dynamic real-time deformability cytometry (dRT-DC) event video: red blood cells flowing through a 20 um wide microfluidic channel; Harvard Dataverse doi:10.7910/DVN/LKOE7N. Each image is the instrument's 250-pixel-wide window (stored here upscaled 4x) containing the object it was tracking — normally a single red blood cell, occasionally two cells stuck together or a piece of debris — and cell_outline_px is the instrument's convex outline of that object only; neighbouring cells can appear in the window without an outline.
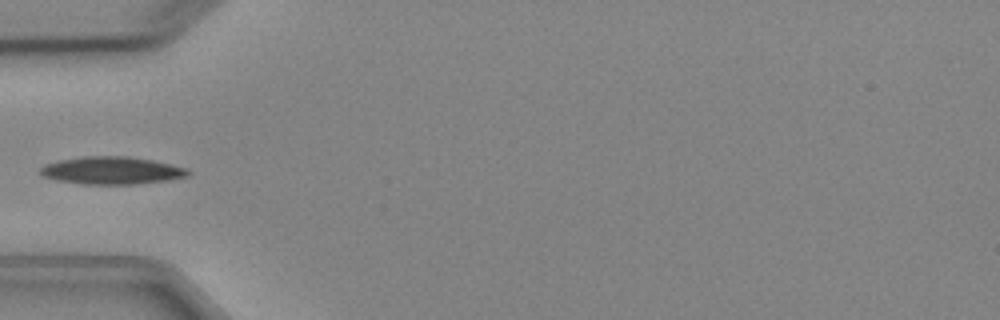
{"species": "Egyptian fruit bat (a non-hibernating species)", "species_latin": "Rousettus aegyptiacus", "temperature_condition": "cold", "stored_images_in_passage": 5, "camera_frame_rate_fps": 3000, "um_per_image_px": 0.085, "animal": {"sex": "female"}, "frame": {"image": 1, "passage_image": 5, "time_ms": 4.667, "image_size_px": [1000, 320], "cell_outline_px": [[192, 172], [188, 176], [168, 180], [136, 184], [80, 184], [56, 180], [40, 176], [40, 168], [44, 164], [60, 160], [84, 156], [128, 156], [152, 160], [184, 168]], "centroid_in_image_um": [9.45, 14.5], "position_along_channel_um": 75.6, "area_um2": 23.76}}